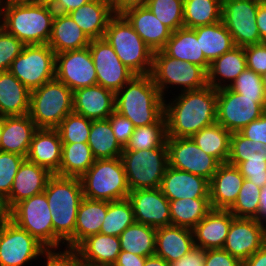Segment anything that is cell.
Masks as SVG:
<instances>
[{"mask_svg": "<svg viewBox=\"0 0 266 266\" xmlns=\"http://www.w3.org/2000/svg\"><path fill=\"white\" fill-rule=\"evenodd\" d=\"M164 99L167 137L190 138L203 128L216 123L217 90L207 85L197 90L177 93Z\"/></svg>", "mask_w": 266, "mask_h": 266, "instance_id": "6da1fadb", "label": "cell"}, {"mask_svg": "<svg viewBox=\"0 0 266 266\" xmlns=\"http://www.w3.org/2000/svg\"><path fill=\"white\" fill-rule=\"evenodd\" d=\"M44 193L52 214L53 248H74L77 211L84 198L80 178L53 174Z\"/></svg>", "mask_w": 266, "mask_h": 266, "instance_id": "7a4b0ae2", "label": "cell"}, {"mask_svg": "<svg viewBox=\"0 0 266 266\" xmlns=\"http://www.w3.org/2000/svg\"><path fill=\"white\" fill-rule=\"evenodd\" d=\"M115 111L133 126L155 124L164 115V98L152 76L134 75L115 93Z\"/></svg>", "mask_w": 266, "mask_h": 266, "instance_id": "3957f363", "label": "cell"}, {"mask_svg": "<svg viewBox=\"0 0 266 266\" xmlns=\"http://www.w3.org/2000/svg\"><path fill=\"white\" fill-rule=\"evenodd\" d=\"M55 13L48 2L5 4L3 28L25 45L48 44Z\"/></svg>", "mask_w": 266, "mask_h": 266, "instance_id": "277c9868", "label": "cell"}, {"mask_svg": "<svg viewBox=\"0 0 266 266\" xmlns=\"http://www.w3.org/2000/svg\"><path fill=\"white\" fill-rule=\"evenodd\" d=\"M104 38L122 63L135 75L151 74L154 51L122 14H115L110 19Z\"/></svg>", "mask_w": 266, "mask_h": 266, "instance_id": "5b68a950", "label": "cell"}, {"mask_svg": "<svg viewBox=\"0 0 266 266\" xmlns=\"http://www.w3.org/2000/svg\"><path fill=\"white\" fill-rule=\"evenodd\" d=\"M73 112V91L56 78L30 91L28 115L37 128L56 129Z\"/></svg>", "mask_w": 266, "mask_h": 266, "instance_id": "8992f818", "label": "cell"}, {"mask_svg": "<svg viewBox=\"0 0 266 266\" xmlns=\"http://www.w3.org/2000/svg\"><path fill=\"white\" fill-rule=\"evenodd\" d=\"M80 181L84 197L91 200H124L130 193L121 157L95 160Z\"/></svg>", "mask_w": 266, "mask_h": 266, "instance_id": "52a82bcc", "label": "cell"}, {"mask_svg": "<svg viewBox=\"0 0 266 266\" xmlns=\"http://www.w3.org/2000/svg\"><path fill=\"white\" fill-rule=\"evenodd\" d=\"M150 75L164 99L171 86V89L177 87V91L179 88L180 92L197 90L208 85V72L203 67L172 58L163 50L154 52Z\"/></svg>", "mask_w": 266, "mask_h": 266, "instance_id": "ba28073f", "label": "cell"}, {"mask_svg": "<svg viewBox=\"0 0 266 266\" xmlns=\"http://www.w3.org/2000/svg\"><path fill=\"white\" fill-rule=\"evenodd\" d=\"M121 160L130 191L159 188L168 167L167 146L150 150L123 151Z\"/></svg>", "mask_w": 266, "mask_h": 266, "instance_id": "9c48e42d", "label": "cell"}, {"mask_svg": "<svg viewBox=\"0 0 266 266\" xmlns=\"http://www.w3.org/2000/svg\"><path fill=\"white\" fill-rule=\"evenodd\" d=\"M56 53L48 44L25 45L9 71L30 91L55 78Z\"/></svg>", "mask_w": 266, "mask_h": 266, "instance_id": "30bf717a", "label": "cell"}, {"mask_svg": "<svg viewBox=\"0 0 266 266\" xmlns=\"http://www.w3.org/2000/svg\"><path fill=\"white\" fill-rule=\"evenodd\" d=\"M265 112L266 97H245L228 87L217 90L216 122L231 133L241 131Z\"/></svg>", "mask_w": 266, "mask_h": 266, "instance_id": "8fae6325", "label": "cell"}, {"mask_svg": "<svg viewBox=\"0 0 266 266\" xmlns=\"http://www.w3.org/2000/svg\"><path fill=\"white\" fill-rule=\"evenodd\" d=\"M44 192L24 199L11 208V221L29 232L46 248H53V223Z\"/></svg>", "mask_w": 266, "mask_h": 266, "instance_id": "7c38bea8", "label": "cell"}, {"mask_svg": "<svg viewBox=\"0 0 266 266\" xmlns=\"http://www.w3.org/2000/svg\"><path fill=\"white\" fill-rule=\"evenodd\" d=\"M261 0H226L222 3V22L231 34L235 46L246 47L262 43L256 16Z\"/></svg>", "mask_w": 266, "mask_h": 266, "instance_id": "4fadbf2b", "label": "cell"}, {"mask_svg": "<svg viewBox=\"0 0 266 266\" xmlns=\"http://www.w3.org/2000/svg\"><path fill=\"white\" fill-rule=\"evenodd\" d=\"M46 247L13 221L0 226V266H25L41 258Z\"/></svg>", "mask_w": 266, "mask_h": 266, "instance_id": "5bb4252c", "label": "cell"}, {"mask_svg": "<svg viewBox=\"0 0 266 266\" xmlns=\"http://www.w3.org/2000/svg\"><path fill=\"white\" fill-rule=\"evenodd\" d=\"M168 165L211 180L220 163L190 138L167 137Z\"/></svg>", "mask_w": 266, "mask_h": 266, "instance_id": "9a60e30c", "label": "cell"}, {"mask_svg": "<svg viewBox=\"0 0 266 266\" xmlns=\"http://www.w3.org/2000/svg\"><path fill=\"white\" fill-rule=\"evenodd\" d=\"M88 47L98 85L116 93L135 75L122 63L105 38L91 40Z\"/></svg>", "mask_w": 266, "mask_h": 266, "instance_id": "2e32d148", "label": "cell"}, {"mask_svg": "<svg viewBox=\"0 0 266 266\" xmlns=\"http://www.w3.org/2000/svg\"><path fill=\"white\" fill-rule=\"evenodd\" d=\"M55 78L72 91L97 84L89 47L56 54Z\"/></svg>", "mask_w": 266, "mask_h": 266, "instance_id": "e0dca14e", "label": "cell"}, {"mask_svg": "<svg viewBox=\"0 0 266 266\" xmlns=\"http://www.w3.org/2000/svg\"><path fill=\"white\" fill-rule=\"evenodd\" d=\"M266 243V224L256 218H234L223 249L242 262Z\"/></svg>", "mask_w": 266, "mask_h": 266, "instance_id": "ac0fdd59", "label": "cell"}, {"mask_svg": "<svg viewBox=\"0 0 266 266\" xmlns=\"http://www.w3.org/2000/svg\"><path fill=\"white\" fill-rule=\"evenodd\" d=\"M135 222L149 225L155 229L171 225L169 200L160 188L130 191Z\"/></svg>", "mask_w": 266, "mask_h": 266, "instance_id": "d6986e66", "label": "cell"}, {"mask_svg": "<svg viewBox=\"0 0 266 266\" xmlns=\"http://www.w3.org/2000/svg\"><path fill=\"white\" fill-rule=\"evenodd\" d=\"M159 188L169 201L182 198H209V180L169 165Z\"/></svg>", "mask_w": 266, "mask_h": 266, "instance_id": "ffe728a7", "label": "cell"}, {"mask_svg": "<svg viewBox=\"0 0 266 266\" xmlns=\"http://www.w3.org/2000/svg\"><path fill=\"white\" fill-rule=\"evenodd\" d=\"M115 111V93L98 84L73 91V112L91 120L108 119Z\"/></svg>", "mask_w": 266, "mask_h": 266, "instance_id": "44dd1931", "label": "cell"}, {"mask_svg": "<svg viewBox=\"0 0 266 266\" xmlns=\"http://www.w3.org/2000/svg\"><path fill=\"white\" fill-rule=\"evenodd\" d=\"M244 179L236 166L221 163L209 181L212 209L228 210L236 201Z\"/></svg>", "mask_w": 266, "mask_h": 266, "instance_id": "7402d4cb", "label": "cell"}, {"mask_svg": "<svg viewBox=\"0 0 266 266\" xmlns=\"http://www.w3.org/2000/svg\"><path fill=\"white\" fill-rule=\"evenodd\" d=\"M234 215L229 210L212 209L192 230L195 247L223 249Z\"/></svg>", "mask_w": 266, "mask_h": 266, "instance_id": "603a6c76", "label": "cell"}, {"mask_svg": "<svg viewBox=\"0 0 266 266\" xmlns=\"http://www.w3.org/2000/svg\"><path fill=\"white\" fill-rule=\"evenodd\" d=\"M122 15L154 52L165 47L172 31L147 6L130 8Z\"/></svg>", "mask_w": 266, "mask_h": 266, "instance_id": "cb8c5ba5", "label": "cell"}, {"mask_svg": "<svg viewBox=\"0 0 266 266\" xmlns=\"http://www.w3.org/2000/svg\"><path fill=\"white\" fill-rule=\"evenodd\" d=\"M62 157V141L57 129L38 128L30 143L26 159L57 174Z\"/></svg>", "mask_w": 266, "mask_h": 266, "instance_id": "d4e9b609", "label": "cell"}, {"mask_svg": "<svg viewBox=\"0 0 266 266\" xmlns=\"http://www.w3.org/2000/svg\"><path fill=\"white\" fill-rule=\"evenodd\" d=\"M52 175L47 169L25 158L19 166L7 197L9 207L12 208L18 202L44 192Z\"/></svg>", "mask_w": 266, "mask_h": 266, "instance_id": "484cf974", "label": "cell"}, {"mask_svg": "<svg viewBox=\"0 0 266 266\" xmlns=\"http://www.w3.org/2000/svg\"><path fill=\"white\" fill-rule=\"evenodd\" d=\"M90 40L104 38L110 19L115 15L112 3L92 0L68 13Z\"/></svg>", "mask_w": 266, "mask_h": 266, "instance_id": "4316f807", "label": "cell"}, {"mask_svg": "<svg viewBox=\"0 0 266 266\" xmlns=\"http://www.w3.org/2000/svg\"><path fill=\"white\" fill-rule=\"evenodd\" d=\"M194 246L192 229L168 225L156 230L155 255L169 264L185 256Z\"/></svg>", "mask_w": 266, "mask_h": 266, "instance_id": "83f0119b", "label": "cell"}, {"mask_svg": "<svg viewBox=\"0 0 266 266\" xmlns=\"http://www.w3.org/2000/svg\"><path fill=\"white\" fill-rule=\"evenodd\" d=\"M37 126L28 114L4 116L0 151L16 153L26 158Z\"/></svg>", "mask_w": 266, "mask_h": 266, "instance_id": "f1b7e54d", "label": "cell"}, {"mask_svg": "<svg viewBox=\"0 0 266 266\" xmlns=\"http://www.w3.org/2000/svg\"><path fill=\"white\" fill-rule=\"evenodd\" d=\"M90 41L69 14L55 13L48 45L56 54L86 48Z\"/></svg>", "mask_w": 266, "mask_h": 266, "instance_id": "f546056e", "label": "cell"}, {"mask_svg": "<svg viewBox=\"0 0 266 266\" xmlns=\"http://www.w3.org/2000/svg\"><path fill=\"white\" fill-rule=\"evenodd\" d=\"M168 56L203 67L207 72L210 62L205 58L200 46V37L190 28H179L171 33L162 49Z\"/></svg>", "mask_w": 266, "mask_h": 266, "instance_id": "4dcf8cb0", "label": "cell"}, {"mask_svg": "<svg viewBox=\"0 0 266 266\" xmlns=\"http://www.w3.org/2000/svg\"><path fill=\"white\" fill-rule=\"evenodd\" d=\"M246 68L244 47L235 46L211 62L208 70V85L216 90L227 88Z\"/></svg>", "mask_w": 266, "mask_h": 266, "instance_id": "1f68e13d", "label": "cell"}, {"mask_svg": "<svg viewBox=\"0 0 266 266\" xmlns=\"http://www.w3.org/2000/svg\"><path fill=\"white\" fill-rule=\"evenodd\" d=\"M30 90L9 70L0 72V115L22 116L29 113Z\"/></svg>", "mask_w": 266, "mask_h": 266, "instance_id": "d6a6232c", "label": "cell"}, {"mask_svg": "<svg viewBox=\"0 0 266 266\" xmlns=\"http://www.w3.org/2000/svg\"><path fill=\"white\" fill-rule=\"evenodd\" d=\"M76 249L81 261L96 264L113 265L121 252L119 237L102 233L87 237Z\"/></svg>", "mask_w": 266, "mask_h": 266, "instance_id": "836d02e7", "label": "cell"}, {"mask_svg": "<svg viewBox=\"0 0 266 266\" xmlns=\"http://www.w3.org/2000/svg\"><path fill=\"white\" fill-rule=\"evenodd\" d=\"M106 214L107 201L83 198L77 211L74 248L87 237L100 233Z\"/></svg>", "mask_w": 266, "mask_h": 266, "instance_id": "e575fe53", "label": "cell"}, {"mask_svg": "<svg viewBox=\"0 0 266 266\" xmlns=\"http://www.w3.org/2000/svg\"><path fill=\"white\" fill-rule=\"evenodd\" d=\"M193 30L200 37L201 50L210 63L235 47L233 38L222 21Z\"/></svg>", "mask_w": 266, "mask_h": 266, "instance_id": "d590c367", "label": "cell"}, {"mask_svg": "<svg viewBox=\"0 0 266 266\" xmlns=\"http://www.w3.org/2000/svg\"><path fill=\"white\" fill-rule=\"evenodd\" d=\"M230 137L231 132L216 122L195 133L191 139L203 152L213 156L221 164L228 161Z\"/></svg>", "mask_w": 266, "mask_h": 266, "instance_id": "8d00e7d4", "label": "cell"}, {"mask_svg": "<svg viewBox=\"0 0 266 266\" xmlns=\"http://www.w3.org/2000/svg\"><path fill=\"white\" fill-rule=\"evenodd\" d=\"M171 225L193 229L211 210L210 198L170 200Z\"/></svg>", "mask_w": 266, "mask_h": 266, "instance_id": "74e56055", "label": "cell"}, {"mask_svg": "<svg viewBox=\"0 0 266 266\" xmlns=\"http://www.w3.org/2000/svg\"><path fill=\"white\" fill-rule=\"evenodd\" d=\"M88 143H62V157L56 175L80 178L95 162Z\"/></svg>", "mask_w": 266, "mask_h": 266, "instance_id": "f35d334b", "label": "cell"}, {"mask_svg": "<svg viewBox=\"0 0 266 266\" xmlns=\"http://www.w3.org/2000/svg\"><path fill=\"white\" fill-rule=\"evenodd\" d=\"M88 145L96 160L119 158L124 149L113 134L108 119L92 120Z\"/></svg>", "mask_w": 266, "mask_h": 266, "instance_id": "ab89813d", "label": "cell"}, {"mask_svg": "<svg viewBox=\"0 0 266 266\" xmlns=\"http://www.w3.org/2000/svg\"><path fill=\"white\" fill-rule=\"evenodd\" d=\"M156 230L134 222L119 236L121 250L144 257L155 255Z\"/></svg>", "mask_w": 266, "mask_h": 266, "instance_id": "60d3db41", "label": "cell"}, {"mask_svg": "<svg viewBox=\"0 0 266 266\" xmlns=\"http://www.w3.org/2000/svg\"><path fill=\"white\" fill-rule=\"evenodd\" d=\"M222 20V2L218 0H184V27L194 29L220 22Z\"/></svg>", "mask_w": 266, "mask_h": 266, "instance_id": "b9f144b4", "label": "cell"}, {"mask_svg": "<svg viewBox=\"0 0 266 266\" xmlns=\"http://www.w3.org/2000/svg\"><path fill=\"white\" fill-rule=\"evenodd\" d=\"M167 128L163 115L155 124L136 127L123 151L158 149L166 146Z\"/></svg>", "mask_w": 266, "mask_h": 266, "instance_id": "7bdbcfd3", "label": "cell"}, {"mask_svg": "<svg viewBox=\"0 0 266 266\" xmlns=\"http://www.w3.org/2000/svg\"><path fill=\"white\" fill-rule=\"evenodd\" d=\"M134 222L133 208L128 198L118 201H107V214L102 222L100 233L119 237Z\"/></svg>", "mask_w": 266, "mask_h": 266, "instance_id": "ee69618b", "label": "cell"}, {"mask_svg": "<svg viewBox=\"0 0 266 266\" xmlns=\"http://www.w3.org/2000/svg\"><path fill=\"white\" fill-rule=\"evenodd\" d=\"M244 161L266 162V145L260 142L253 143L239 132L231 133L230 155L227 163L237 166Z\"/></svg>", "mask_w": 266, "mask_h": 266, "instance_id": "f6af8a7d", "label": "cell"}, {"mask_svg": "<svg viewBox=\"0 0 266 266\" xmlns=\"http://www.w3.org/2000/svg\"><path fill=\"white\" fill-rule=\"evenodd\" d=\"M260 187L244 179L236 201L228 209L236 218H256L260 205Z\"/></svg>", "mask_w": 266, "mask_h": 266, "instance_id": "bcb514c9", "label": "cell"}, {"mask_svg": "<svg viewBox=\"0 0 266 266\" xmlns=\"http://www.w3.org/2000/svg\"><path fill=\"white\" fill-rule=\"evenodd\" d=\"M146 6L172 32L184 27V0H148Z\"/></svg>", "mask_w": 266, "mask_h": 266, "instance_id": "7dc6e473", "label": "cell"}, {"mask_svg": "<svg viewBox=\"0 0 266 266\" xmlns=\"http://www.w3.org/2000/svg\"><path fill=\"white\" fill-rule=\"evenodd\" d=\"M92 120L71 112L56 128L62 143H88Z\"/></svg>", "mask_w": 266, "mask_h": 266, "instance_id": "c3c4849f", "label": "cell"}, {"mask_svg": "<svg viewBox=\"0 0 266 266\" xmlns=\"http://www.w3.org/2000/svg\"><path fill=\"white\" fill-rule=\"evenodd\" d=\"M228 88L249 98L266 97L262 75L248 68Z\"/></svg>", "mask_w": 266, "mask_h": 266, "instance_id": "681fc988", "label": "cell"}, {"mask_svg": "<svg viewBox=\"0 0 266 266\" xmlns=\"http://www.w3.org/2000/svg\"><path fill=\"white\" fill-rule=\"evenodd\" d=\"M25 157L0 151V194L9 196L15 175Z\"/></svg>", "mask_w": 266, "mask_h": 266, "instance_id": "f907efd6", "label": "cell"}, {"mask_svg": "<svg viewBox=\"0 0 266 266\" xmlns=\"http://www.w3.org/2000/svg\"><path fill=\"white\" fill-rule=\"evenodd\" d=\"M25 44L4 28L0 29V72L8 71L13 60L22 53Z\"/></svg>", "mask_w": 266, "mask_h": 266, "instance_id": "816d5d0a", "label": "cell"}, {"mask_svg": "<svg viewBox=\"0 0 266 266\" xmlns=\"http://www.w3.org/2000/svg\"><path fill=\"white\" fill-rule=\"evenodd\" d=\"M46 248L41 258H46L43 266H79L80 256L76 248L66 247L63 248ZM59 250V251H57ZM61 250V251H60ZM63 250V251H62Z\"/></svg>", "mask_w": 266, "mask_h": 266, "instance_id": "f5cc1de1", "label": "cell"}, {"mask_svg": "<svg viewBox=\"0 0 266 266\" xmlns=\"http://www.w3.org/2000/svg\"><path fill=\"white\" fill-rule=\"evenodd\" d=\"M247 68L260 75L266 74V42L244 47Z\"/></svg>", "mask_w": 266, "mask_h": 266, "instance_id": "db71d44e", "label": "cell"}, {"mask_svg": "<svg viewBox=\"0 0 266 266\" xmlns=\"http://www.w3.org/2000/svg\"><path fill=\"white\" fill-rule=\"evenodd\" d=\"M113 129V134L115 135L118 143L125 148L128 144L135 127L133 123L128 119L118 114L116 111L108 118Z\"/></svg>", "mask_w": 266, "mask_h": 266, "instance_id": "11a10c76", "label": "cell"}, {"mask_svg": "<svg viewBox=\"0 0 266 266\" xmlns=\"http://www.w3.org/2000/svg\"><path fill=\"white\" fill-rule=\"evenodd\" d=\"M243 177L258 187L266 186V162L244 161L236 166Z\"/></svg>", "mask_w": 266, "mask_h": 266, "instance_id": "9f6ffc18", "label": "cell"}, {"mask_svg": "<svg viewBox=\"0 0 266 266\" xmlns=\"http://www.w3.org/2000/svg\"><path fill=\"white\" fill-rule=\"evenodd\" d=\"M204 266H243V262L224 249L206 250Z\"/></svg>", "mask_w": 266, "mask_h": 266, "instance_id": "6f0895ef", "label": "cell"}, {"mask_svg": "<svg viewBox=\"0 0 266 266\" xmlns=\"http://www.w3.org/2000/svg\"><path fill=\"white\" fill-rule=\"evenodd\" d=\"M239 133L253 143L260 142L266 145V112L245 126Z\"/></svg>", "mask_w": 266, "mask_h": 266, "instance_id": "680465c9", "label": "cell"}, {"mask_svg": "<svg viewBox=\"0 0 266 266\" xmlns=\"http://www.w3.org/2000/svg\"><path fill=\"white\" fill-rule=\"evenodd\" d=\"M205 254L206 250L194 246L185 256L169 266H204Z\"/></svg>", "mask_w": 266, "mask_h": 266, "instance_id": "91938a15", "label": "cell"}, {"mask_svg": "<svg viewBox=\"0 0 266 266\" xmlns=\"http://www.w3.org/2000/svg\"><path fill=\"white\" fill-rule=\"evenodd\" d=\"M92 0H47L56 13L68 14Z\"/></svg>", "mask_w": 266, "mask_h": 266, "instance_id": "94428289", "label": "cell"}, {"mask_svg": "<svg viewBox=\"0 0 266 266\" xmlns=\"http://www.w3.org/2000/svg\"><path fill=\"white\" fill-rule=\"evenodd\" d=\"M146 257L122 251L113 266H144Z\"/></svg>", "mask_w": 266, "mask_h": 266, "instance_id": "6125c7cd", "label": "cell"}, {"mask_svg": "<svg viewBox=\"0 0 266 266\" xmlns=\"http://www.w3.org/2000/svg\"><path fill=\"white\" fill-rule=\"evenodd\" d=\"M256 24L262 42H266V0H261L258 5Z\"/></svg>", "mask_w": 266, "mask_h": 266, "instance_id": "be15d7a7", "label": "cell"}, {"mask_svg": "<svg viewBox=\"0 0 266 266\" xmlns=\"http://www.w3.org/2000/svg\"><path fill=\"white\" fill-rule=\"evenodd\" d=\"M147 3L148 0H115L112 6L115 14H122L130 8L146 6Z\"/></svg>", "mask_w": 266, "mask_h": 266, "instance_id": "e7e4bbea", "label": "cell"}, {"mask_svg": "<svg viewBox=\"0 0 266 266\" xmlns=\"http://www.w3.org/2000/svg\"><path fill=\"white\" fill-rule=\"evenodd\" d=\"M243 266H266V243L252 256L244 260Z\"/></svg>", "mask_w": 266, "mask_h": 266, "instance_id": "03108f58", "label": "cell"}, {"mask_svg": "<svg viewBox=\"0 0 266 266\" xmlns=\"http://www.w3.org/2000/svg\"><path fill=\"white\" fill-rule=\"evenodd\" d=\"M11 220V208L8 205L7 198L0 194V226Z\"/></svg>", "mask_w": 266, "mask_h": 266, "instance_id": "003e7915", "label": "cell"}, {"mask_svg": "<svg viewBox=\"0 0 266 266\" xmlns=\"http://www.w3.org/2000/svg\"><path fill=\"white\" fill-rule=\"evenodd\" d=\"M258 220L266 224V186L261 189Z\"/></svg>", "mask_w": 266, "mask_h": 266, "instance_id": "a7ac6f4b", "label": "cell"}, {"mask_svg": "<svg viewBox=\"0 0 266 266\" xmlns=\"http://www.w3.org/2000/svg\"><path fill=\"white\" fill-rule=\"evenodd\" d=\"M144 266H169V263L156 255L146 257Z\"/></svg>", "mask_w": 266, "mask_h": 266, "instance_id": "89a4df30", "label": "cell"}, {"mask_svg": "<svg viewBox=\"0 0 266 266\" xmlns=\"http://www.w3.org/2000/svg\"><path fill=\"white\" fill-rule=\"evenodd\" d=\"M5 4H30L47 2V0H3Z\"/></svg>", "mask_w": 266, "mask_h": 266, "instance_id": "2644e50d", "label": "cell"}, {"mask_svg": "<svg viewBox=\"0 0 266 266\" xmlns=\"http://www.w3.org/2000/svg\"><path fill=\"white\" fill-rule=\"evenodd\" d=\"M4 5V1L0 0V29L3 28Z\"/></svg>", "mask_w": 266, "mask_h": 266, "instance_id": "8c879c8a", "label": "cell"}, {"mask_svg": "<svg viewBox=\"0 0 266 266\" xmlns=\"http://www.w3.org/2000/svg\"><path fill=\"white\" fill-rule=\"evenodd\" d=\"M79 266H113L111 264H96L88 261H81Z\"/></svg>", "mask_w": 266, "mask_h": 266, "instance_id": "753ad0ef", "label": "cell"}, {"mask_svg": "<svg viewBox=\"0 0 266 266\" xmlns=\"http://www.w3.org/2000/svg\"><path fill=\"white\" fill-rule=\"evenodd\" d=\"M3 124H4V116L0 115V140H1V134H2V129H3Z\"/></svg>", "mask_w": 266, "mask_h": 266, "instance_id": "34e18365", "label": "cell"}, {"mask_svg": "<svg viewBox=\"0 0 266 266\" xmlns=\"http://www.w3.org/2000/svg\"><path fill=\"white\" fill-rule=\"evenodd\" d=\"M263 78V84H264V88H265V92H266V74L262 76Z\"/></svg>", "mask_w": 266, "mask_h": 266, "instance_id": "11e5206c", "label": "cell"}, {"mask_svg": "<svg viewBox=\"0 0 266 266\" xmlns=\"http://www.w3.org/2000/svg\"><path fill=\"white\" fill-rule=\"evenodd\" d=\"M106 1H109L110 3H113L115 0H106Z\"/></svg>", "mask_w": 266, "mask_h": 266, "instance_id": "2a66077c", "label": "cell"}]
</instances>
